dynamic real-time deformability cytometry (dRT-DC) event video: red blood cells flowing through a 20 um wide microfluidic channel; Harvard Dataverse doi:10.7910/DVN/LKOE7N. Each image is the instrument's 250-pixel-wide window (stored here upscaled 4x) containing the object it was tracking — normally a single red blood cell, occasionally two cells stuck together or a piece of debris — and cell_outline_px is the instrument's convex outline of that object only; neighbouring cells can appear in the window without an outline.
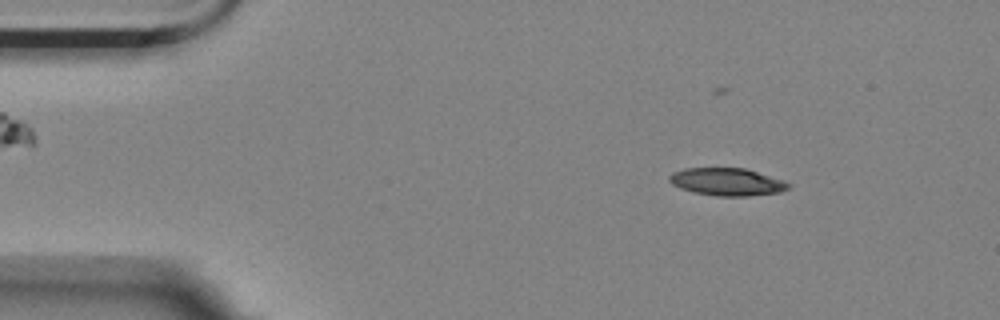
{"species": "Egyptian fruit bat (a non-hibernating species)", "species_latin": "Rousettus aegyptiacus", "temperature_condition": "room temperature", "stored_images_in_passage": 56, "camera_frame_rate_fps": 3000, "um_per_image_px": 0.085, "animal": {"sex": "female"}, "frame": {"image": 1, "passage_image": 7, "time_ms": 2.0, "image_size_px": [1000, 320], "cell_outline_px": [[792, 184], [788, 188], [780, 192], [748, 196], [716, 196], [692, 192], [680, 188], [672, 184], [668, 180], [668, 176], [672, 172], [684, 168], [744, 168], [784, 180]], "centroid_in_image_um": [61.77, 15.46], "position_along_channel_um": 23.2, "area_um2": 19.25}}
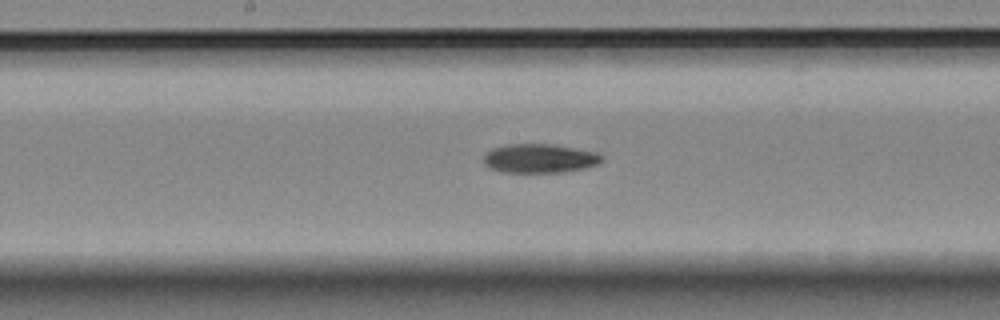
{"frame": {"image": 2, "passage_image": 28, "time_ms": 9.0, "image_size_px": [1000, 320], "cell_outline_px": [[604, 160], [596, 164], [584, 168], [560, 172], [504, 172], [488, 168], [484, 164], [484, 156], [492, 148], [504, 144], [556, 144], [596, 152], [604, 156]], "centroid_in_image_um": [45.86, 13.45], "position_along_channel_um": 202.3, "area_um2": 20.06}}
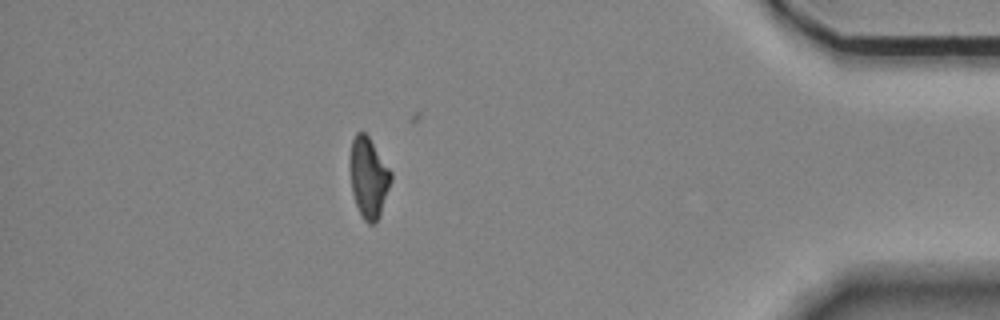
{"frame": {"image": 3, "passage_image": 49, "time_ms": 16.0, "image_size_px": [1000, 320], "cell_outline_px": [[392, 180], [380, 216], [372, 224], [368, 224], [364, 220], [356, 204], [352, 192], [348, 164], [352, 140], [356, 132], [364, 132], [368, 136], [392, 172]], "centroid_in_image_um": [31.31, 15.08], "position_along_channel_um": 403.9, "area_um2": 19.36}, "authors_computed_cell_mechanics": {"area_um2": 19.7098, "velocity_mm_per_s": 3.5238, "shape_relaxation_time_tau1_ms": 7.4242, "shape_relaxation_time_tau2_ms": null, "deformation_change_tau1": 0.1719, "deformation_change_tau2": null}}